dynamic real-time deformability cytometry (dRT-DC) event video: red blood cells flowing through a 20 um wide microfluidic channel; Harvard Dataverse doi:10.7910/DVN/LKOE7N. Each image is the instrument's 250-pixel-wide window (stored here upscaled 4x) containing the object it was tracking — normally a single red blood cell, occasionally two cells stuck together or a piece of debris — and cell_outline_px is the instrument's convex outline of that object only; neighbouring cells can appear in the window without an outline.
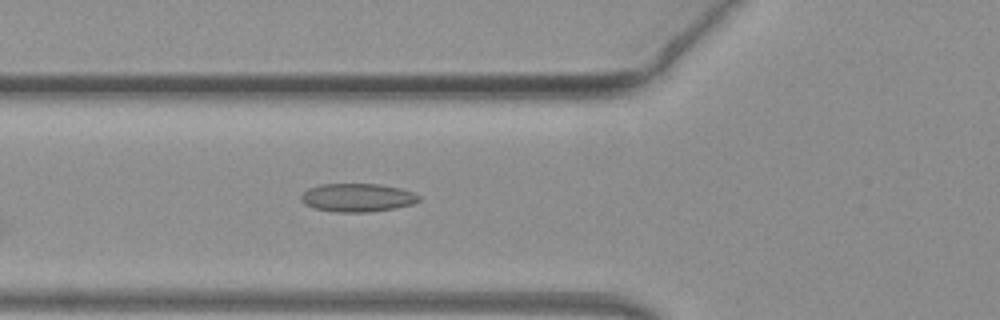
{"species": "common noctule bat (a hibernating species)", "species_latin": "Nyctalus noctula", "temperature_condition": "warm", "stored_images_in_passage": 28, "camera_frame_rate_fps": 3000, "um_per_image_px": 0.085, "animal": {"sex": "female", "body_mass_g": 19.3, "forearm_length_mm": 54.1}, "frame": {"image": 1, "passage_image": 3, "time_ms": 0.667, "image_size_px": [1000, 320], "cell_outline_px": [[420, 200], [412, 204], [396, 208], [372, 212], [336, 212], [316, 208], [304, 204], [300, 200], [300, 196], [308, 188], [320, 184], [380, 184], [400, 188], [412, 192], [420, 196]], "centroid_in_image_um": [30.38, 16.8], "position_along_channel_um": 95.4, "area_um2": 19.54}}
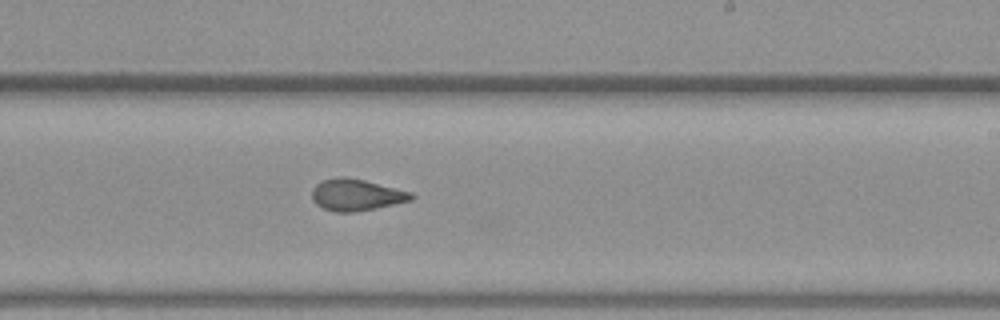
{"frame": {"image": 2, "passage_image": 15, "time_ms": 4.667, "image_size_px": [1000, 320], "cell_outline_px": [[416, 196], [412, 200], [376, 208], [352, 212], [336, 212], [324, 208], [316, 204], [312, 200], [312, 188], [316, 184], [324, 180], [340, 176], [344, 176], [364, 180], [412, 192]], "centroid_in_image_um": [30.29, 16.56], "position_along_channel_um": 258.7, "area_um2": 18.26}}
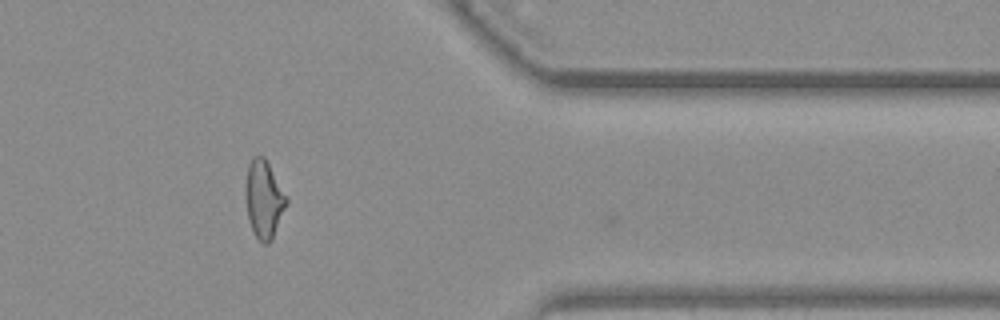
{"frame": {"image": 3, "passage_image": 26, "time_ms": 8.333, "image_size_px": [1000, 320], "cell_outline_px": [[288, 204], [272, 240], [268, 244], [264, 244], [256, 236], [248, 220], [244, 196], [244, 188], [248, 164], [252, 156], [264, 156], [288, 196]], "centroid_in_image_um": [22.43, 16.92], "position_along_channel_um": 389.0, "area_um2": 19.02}, "authors_computed_cell_mechanics": {"area_um2": 18.2937, "velocity_mm_per_s": 4.0752, "shape_relaxation_time_tau1_ms": 11.0452, "shape_relaxation_time_tau2_ms": 1.1762, "deformation_change_tau1": 0.2355, "deformation_change_tau2": 0.0688}}